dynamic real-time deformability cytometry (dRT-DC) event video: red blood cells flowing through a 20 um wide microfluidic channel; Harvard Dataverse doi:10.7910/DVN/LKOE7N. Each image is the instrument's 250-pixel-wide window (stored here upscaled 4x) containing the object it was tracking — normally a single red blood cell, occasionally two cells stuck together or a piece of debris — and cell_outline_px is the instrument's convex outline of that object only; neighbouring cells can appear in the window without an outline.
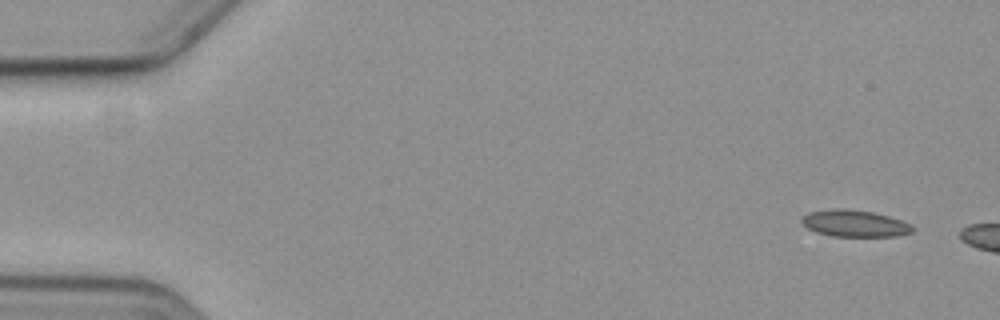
{"species": "common noctule bat (a hibernating species)", "species_latin": "Nyctalus noctula", "temperature_condition": "cold", "stored_images_in_passage": 3, "camera_frame_rate_fps": 3000, "um_per_image_px": 0.085, "animal": {"sex": "female", "body_mass_g": 19.3, "forearm_length_mm": 54.1}, "frame": {"image": 1, "passage_image": 1, "time_ms": 0.0, "image_size_px": [1000, 320], "cell_outline_px": [[916, 228], [912, 232], [896, 236], [832, 236], [816, 232], [808, 228], [800, 220], [808, 212], [872, 212], [888, 216], [912, 224]], "centroid_in_image_um": [72.74, 19.06], "position_along_channel_um": 12.3, "area_um2": 16.18}}